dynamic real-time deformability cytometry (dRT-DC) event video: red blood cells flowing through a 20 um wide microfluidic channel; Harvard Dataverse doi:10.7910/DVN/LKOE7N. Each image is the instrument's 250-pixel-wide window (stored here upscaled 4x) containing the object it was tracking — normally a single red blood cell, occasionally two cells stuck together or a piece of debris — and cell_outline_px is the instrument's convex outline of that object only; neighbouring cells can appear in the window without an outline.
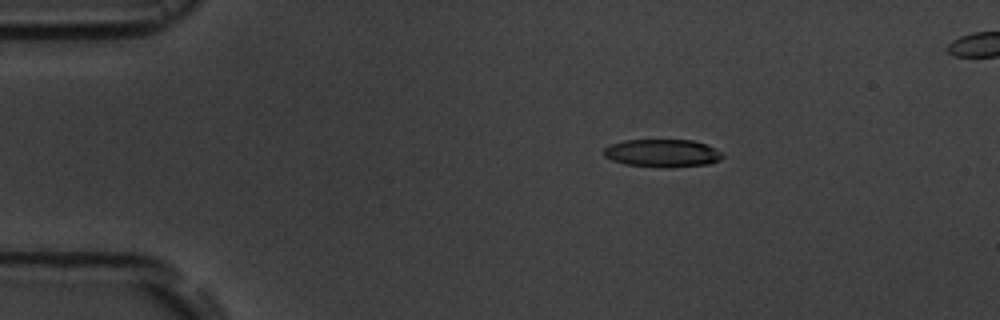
{"species": "common noctule bat (a hibernating species)", "species_latin": "Nyctalus noctula", "temperature_condition": "room temperature", "stored_images_in_passage": 5, "segment_of_instrument_passage": [1, 2], "camera_frame_rate_fps": 3000, "um_per_image_px": 0.085, "animal": {"sex": "male", "body_mass_g": 19.5, "forearm_length_mm": 54.6}, "frame": {"image": 1, "passage_image": 3, "time_ms": 2.0, "image_size_px": [1000, 320], "cell_outline_px": [[724, 156], [720, 160], [708, 164], [668, 168], [660, 168], [624, 164], [612, 160], [604, 156], [604, 148], [612, 144], [624, 140], [692, 140], [708, 144], [724, 152]], "centroid_in_image_um": [56.35, 13.02], "position_along_channel_um": 28.6, "area_um2": 19.59}}